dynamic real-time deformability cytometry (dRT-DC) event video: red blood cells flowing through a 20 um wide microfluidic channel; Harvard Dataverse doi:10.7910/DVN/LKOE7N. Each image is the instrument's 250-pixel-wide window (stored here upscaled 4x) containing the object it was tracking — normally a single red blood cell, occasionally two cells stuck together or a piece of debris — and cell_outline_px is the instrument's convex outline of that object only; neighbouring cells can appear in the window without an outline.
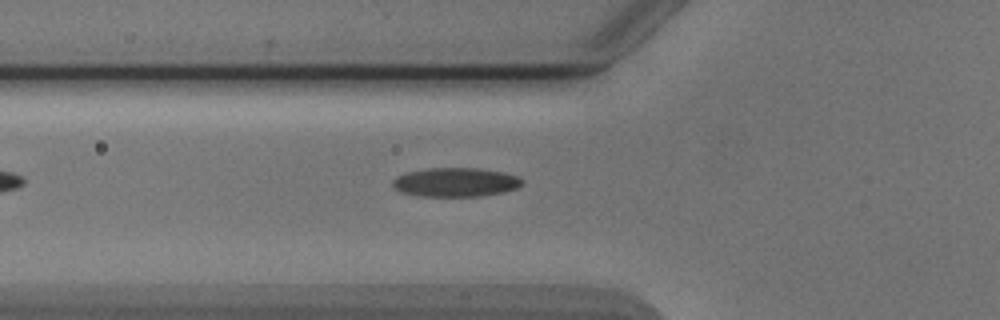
{"species": "Egyptian fruit bat (a non-hibernating species)", "species_latin": "Rousettus aegyptiacus", "temperature_condition": "cold", "stored_images_in_passage": 6, "camera_frame_rate_fps": 3000, "um_per_image_px": 0.085, "animal": {"sex": "male"}, "frame": {"image": 1, "passage_image": 6, "time_ms": 6.0, "image_size_px": [1000, 320], "cell_outline_px": [[524, 184], [516, 188], [504, 192], [480, 196], [416, 196], [400, 192], [392, 184], [392, 180], [396, 176], [408, 172], [428, 168], [480, 168], [504, 172], [516, 176], [524, 180]], "centroid_in_image_um": [38.73, 15.49], "position_along_channel_um": 87.1, "area_um2": 22.02}}